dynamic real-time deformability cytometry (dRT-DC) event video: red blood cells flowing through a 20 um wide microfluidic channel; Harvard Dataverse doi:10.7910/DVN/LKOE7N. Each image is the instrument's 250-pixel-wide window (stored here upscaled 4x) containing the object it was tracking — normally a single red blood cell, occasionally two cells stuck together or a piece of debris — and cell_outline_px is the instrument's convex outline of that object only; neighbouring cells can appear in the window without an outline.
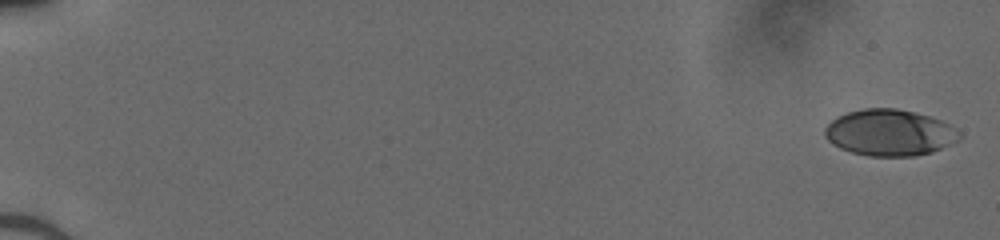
{"species": "human", "species_latin": "Homo sapiens", "temperature_condition": "cold", "stored_images_in_passage": 51, "camera_frame_rate_fps": 3000, "um_per_image_px": 0.085, "donor": {"sex": "male"}, "frame": {"image": 1, "passage_image": 1, "time_ms": 0.0, "image_size_px": [1000, 240], "cell_outline_px": [[960, 136], [956, 140], [932, 152], [912, 156], [868, 156], [852, 152], [840, 148], [832, 144], [824, 136], [824, 128], [836, 116], [848, 112], [864, 108], [896, 108], [928, 116], [940, 120], [948, 124], [960, 132]], "centroid_in_image_um": [75.55, 11.27], "position_along_channel_um": 9.4, "area_um2": 36.07}}
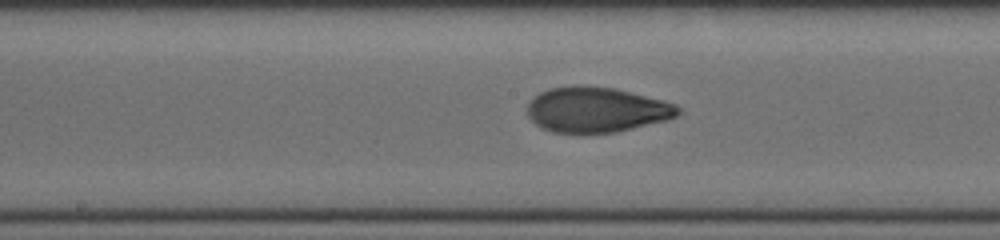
{"frame": {"image": 2, "passage_image": 29, "time_ms": 9.333, "image_size_px": [1000, 240], "cell_outline_px": [[680, 112], [676, 116], [668, 120], [616, 132], [552, 132], [540, 128], [528, 116], [528, 104], [540, 92], [548, 88], [616, 88], [664, 100], [676, 104], [680, 108]], "centroid_in_image_um": [50.75, 9.35], "position_along_channel_um": 197.4, "area_um2": 38.9}}
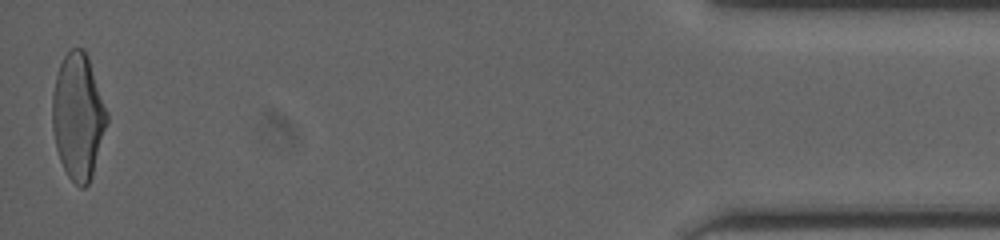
{"frame": {"image": 3, "passage_image": 51, "time_ms": 16.667, "image_size_px": [1000, 240], "cell_outline_px": [[108, 120], [92, 176], [88, 184], [84, 188], [80, 188], [68, 176], [60, 160], [56, 148], [52, 128], [52, 92], [56, 76], [60, 64], [64, 56], [72, 48], [84, 48], [88, 56], [108, 112]], "centroid_in_image_um": [6.63, 9.89], "position_along_channel_um": 428.6, "area_um2": 40.06}}